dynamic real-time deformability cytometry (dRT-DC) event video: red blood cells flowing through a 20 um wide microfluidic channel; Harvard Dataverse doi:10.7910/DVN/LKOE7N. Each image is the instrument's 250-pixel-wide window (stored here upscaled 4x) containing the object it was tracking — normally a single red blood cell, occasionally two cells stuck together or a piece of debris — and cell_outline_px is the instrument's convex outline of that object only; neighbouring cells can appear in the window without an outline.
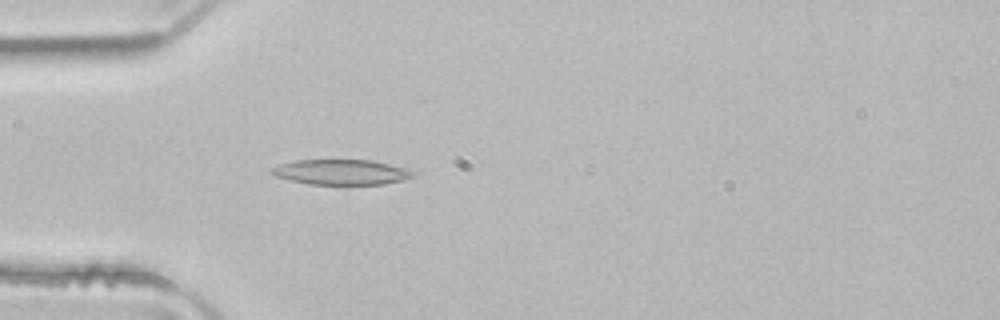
{"species": "common noctule bat (a hibernating species)", "species_latin": "Nyctalus noctula", "temperature_condition": "room temperature", "stored_images_in_passage": 5, "camera_frame_rate_fps": 3000, "um_per_image_px": 0.085, "animal": {"sex": "male", "body_mass_g": 21.5, "forearm_length_mm": 52.0}, "frame": {"image": 1, "passage_image": 5, "time_ms": 1.333, "image_size_px": [1000, 320], "cell_outline_px": [[412, 176], [404, 180], [384, 184], [344, 188], [308, 184], [276, 176], [268, 172], [272, 168], [280, 164], [296, 160], [372, 160], [388, 164], [412, 172]], "centroid_in_image_um": [28.95, 14.69], "position_along_channel_um": 56.0, "area_um2": 21.44}}